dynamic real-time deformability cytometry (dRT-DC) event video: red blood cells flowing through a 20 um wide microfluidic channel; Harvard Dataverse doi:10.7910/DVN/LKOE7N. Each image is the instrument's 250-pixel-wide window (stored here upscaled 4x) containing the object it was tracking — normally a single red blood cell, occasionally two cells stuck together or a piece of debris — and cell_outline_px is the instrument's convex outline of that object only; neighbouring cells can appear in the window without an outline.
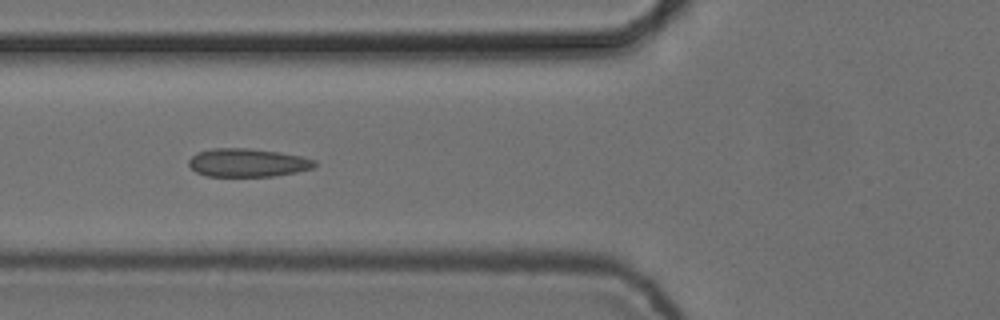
{"species": "common noctule bat (a hibernating species)", "species_latin": "Nyctalus noctula", "temperature_condition": "cold", "stored_images_in_passage": 10, "camera_frame_rate_fps": 3000, "um_per_image_px": 0.085, "animal": {"sex": "female", "body_mass_g": 24.6, "forearm_length_mm": 56.2}, "frame": {"image": 1, "passage_image": 6, "time_ms": 1.667, "image_size_px": [1000, 320], "cell_outline_px": [[316, 168], [276, 176], [204, 176], [196, 172], [188, 164], [188, 160], [196, 152], [212, 148], [248, 148], [280, 152], [300, 156], [316, 160]], "centroid_in_image_um": [21.05, 13.83], "position_along_channel_um": 104.8, "area_um2": 20.98}}
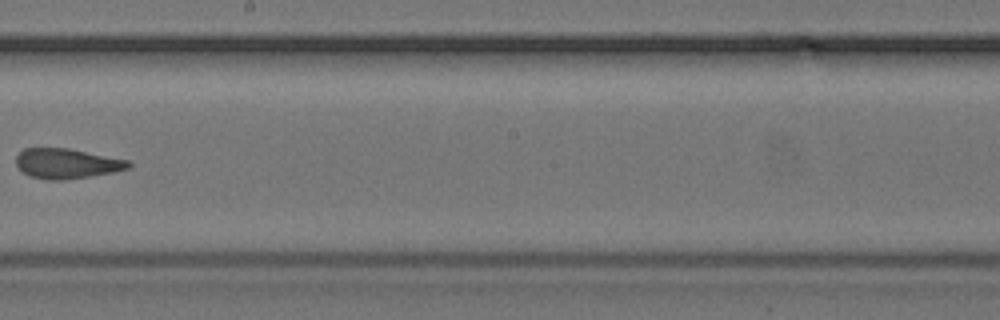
{"frame": {"image": 2, "passage_image": 9, "time_ms": 2.667, "image_size_px": [1000, 320], "cell_outline_px": [[132, 164], [128, 168], [112, 172], [64, 180], [48, 180], [32, 176], [24, 172], [16, 164], [16, 156], [24, 148], [68, 148], [128, 160]], "centroid_in_image_um": [5.66, 13.89], "position_along_channel_um": 242.5, "area_um2": 19.36}}
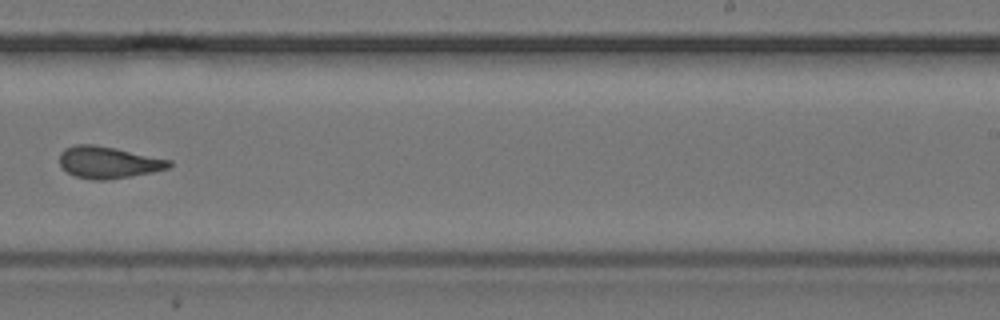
{"frame": {"image": 3, "passage_image": 10, "time_ms": 3.0, "image_size_px": [1000, 320], "cell_outline_px": [[172, 164], [168, 168], [152, 172], [132, 176], [108, 180], [92, 180], [76, 176], [68, 172], [60, 164], [60, 152], [64, 148], [76, 144], [92, 144], [116, 148], [172, 160]], "centroid_in_image_um": [9.21, 13.8], "position_along_channel_um": 279.8, "area_um2": 20.35}}